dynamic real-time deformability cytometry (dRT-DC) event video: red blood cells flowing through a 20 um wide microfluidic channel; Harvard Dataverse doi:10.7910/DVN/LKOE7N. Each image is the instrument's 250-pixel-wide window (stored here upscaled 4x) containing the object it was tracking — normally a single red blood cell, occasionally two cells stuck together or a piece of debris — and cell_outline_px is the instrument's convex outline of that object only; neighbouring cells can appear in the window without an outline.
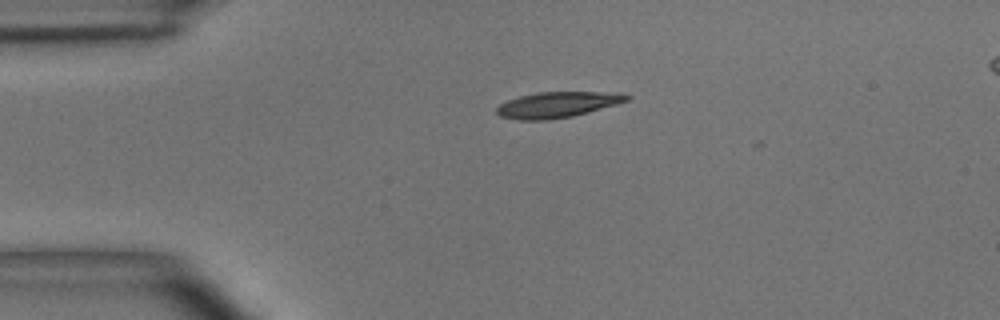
{"species": "common noctule bat (a hibernating species)", "species_latin": "Nyctalus noctula", "temperature_condition": "room temperature", "stored_images_in_passage": 40, "camera_frame_rate_fps": 3000, "um_per_image_px": 0.085, "animal": {"sex": "male", "body_mass_g": 15.6}, "frame": {"image": 1, "passage_image": 1, "time_ms": 0.0, "image_size_px": [1000, 320], "cell_outline_px": [[632, 96], [628, 100], [616, 104], [588, 112], [572, 116], [548, 120], [520, 120], [500, 116], [496, 112], [496, 108], [500, 104], [508, 100], [520, 96], [536, 92], [624, 92]], "centroid_in_image_um": [47.4, 8.89], "position_along_channel_um": 37.6, "area_um2": 19.54}}
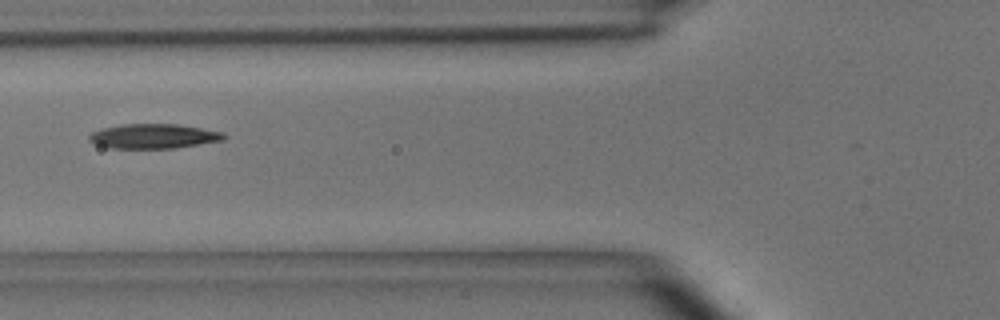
{"frame": {"image": 2, "passage_image": 9, "time_ms": 2.667, "image_size_px": [1000, 320], "cell_outline_px": [[228, 136], [224, 140], [176, 148], [112, 148], [96, 144], [88, 140], [88, 136], [92, 132], [104, 128], [120, 124], [180, 124], [224, 132]], "centroid_in_image_um": [13.1, 11.57], "position_along_channel_um": 112.7, "area_um2": 19.42}}
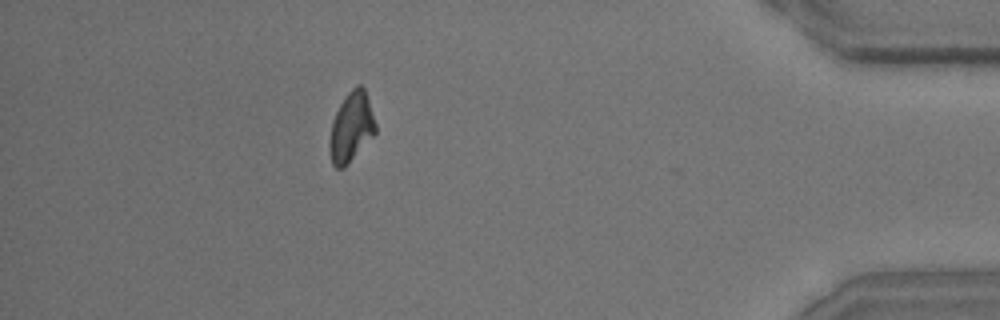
{"frame": {"image": 3, "passage_image": 35, "time_ms": 11.333, "image_size_px": [1000, 320], "cell_outline_px": [[376, 132], [344, 168], [336, 168], [332, 164], [328, 148], [328, 144], [332, 120], [340, 104], [348, 92], [356, 84], [360, 84], [364, 88], [376, 124]], "centroid_in_image_um": [29.83, 10.82], "position_along_channel_um": 405.4, "area_um2": 18.55}, "authors_computed_cell_mechanics": {"area_um2": 19.1607, "velocity_mm_per_s": 3.9354, "shape_relaxation_time_tau1_ms": 8.1626, "shape_relaxation_time_tau2_ms": null, "deformation_change_tau1": 0.1921, "deformation_change_tau2": null}}